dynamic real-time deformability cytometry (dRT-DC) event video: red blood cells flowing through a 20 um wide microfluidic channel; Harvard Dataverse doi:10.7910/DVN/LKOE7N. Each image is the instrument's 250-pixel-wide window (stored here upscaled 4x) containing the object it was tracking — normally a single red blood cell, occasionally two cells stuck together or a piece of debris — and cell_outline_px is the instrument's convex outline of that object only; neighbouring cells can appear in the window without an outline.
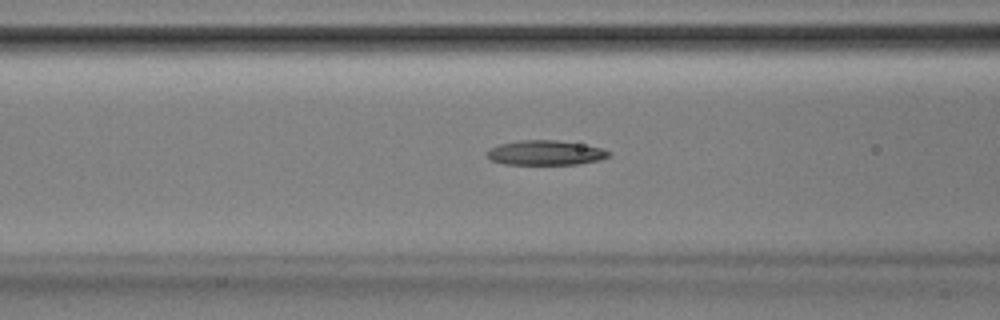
{"species": "Egyptian fruit bat (a non-hibernating species)", "species_latin": "Rousettus aegyptiacus", "temperature_condition": "room temperature", "stored_images_in_passage": 42, "camera_frame_rate_fps": 3000, "um_per_image_px": 0.085, "animal": {"sex": "male"}, "frame": {"image": 1, "passage_image": 21, "time_ms": 6.667, "image_size_px": [1000, 320], "cell_outline_px": [[612, 152], [608, 156], [600, 160], [576, 164], [504, 164], [492, 160], [484, 152], [488, 148], [500, 144], [520, 140], [556, 140], [600, 148]], "centroid_in_image_um": [46.31, 12.99], "position_along_channel_um": 120.3, "area_um2": 17.34}}
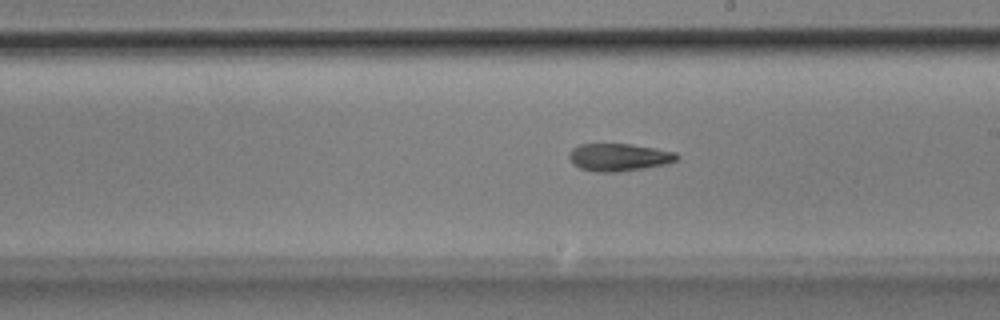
{"frame": {"image": 2, "passage_image": 30, "time_ms": 9.667, "image_size_px": [1000, 320], "cell_outline_px": [[680, 156], [676, 160], [668, 164], [620, 172], [596, 172], [580, 168], [572, 164], [568, 156], [572, 148], [580, 144], [628, 144], [676, 152]], "centroid_in_image_um": [52.59, 13.38], "position_along_channel_um": 236.4, "area_um2": 17.34}}
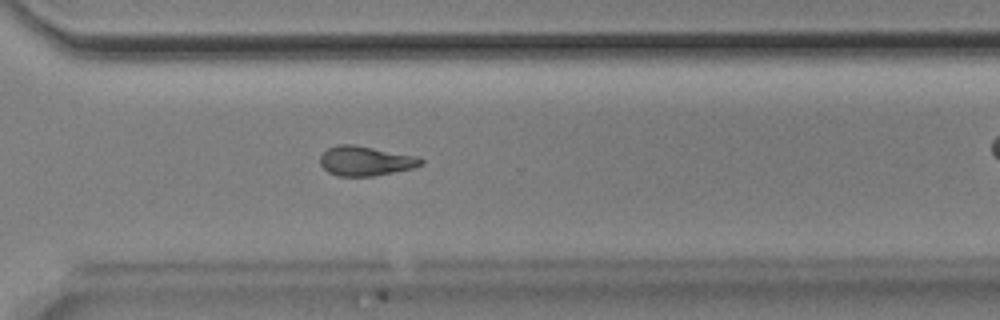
{"frame": {"image": 3, "passage_image": 38, "time_ms": 12.333, "image_size_px": [1000, 320], "cell_outline_px": [[424, 164], [412, 168], [372, 176], [336, 176], [328, 172], [320, 164], [320, 156], [328, 148], [336, 144], [352, 144], [416, 156], [424, 160]], "centroid_in_image_um": [31.04, 13.68], "position_along_channel_um": 339.6, "area_um2": 17.28}}